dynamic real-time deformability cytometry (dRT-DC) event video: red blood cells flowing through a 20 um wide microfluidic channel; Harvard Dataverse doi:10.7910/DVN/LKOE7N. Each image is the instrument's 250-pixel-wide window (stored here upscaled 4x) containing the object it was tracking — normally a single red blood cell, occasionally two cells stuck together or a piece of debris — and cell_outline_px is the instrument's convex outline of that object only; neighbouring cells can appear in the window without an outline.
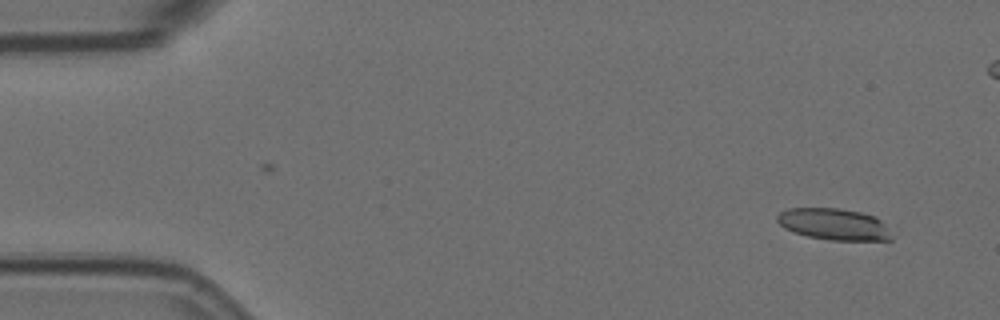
{"species": "Egyptian fruit bat (a non-hibernating species)", "species_latin": "Rousettus aegyptiacus", "temperature_condition": "room temperature", "stored_images_in_passage": 4, "camera_frame_rate_fps": 3000, "um_per_image_px": 0.085, "animal": {"sex": "female"}, "frame": {"image": 1, "passage_image": 1, "time_ms": 0.0, "image_size_px": [1000, 320], "cell_outline_px": [[892, 240], [832, 240], [808, 236], [784, 228], [776, 220], [776, 216], [780, 212], [788, 208], [840, 208], [860, 212], [876, 216], [884, 224], [892, 236]], "centroid_in_image_um": [70.88, 19.05], "position_along_channel_um": 14.1, "area_um2": 20.92}}